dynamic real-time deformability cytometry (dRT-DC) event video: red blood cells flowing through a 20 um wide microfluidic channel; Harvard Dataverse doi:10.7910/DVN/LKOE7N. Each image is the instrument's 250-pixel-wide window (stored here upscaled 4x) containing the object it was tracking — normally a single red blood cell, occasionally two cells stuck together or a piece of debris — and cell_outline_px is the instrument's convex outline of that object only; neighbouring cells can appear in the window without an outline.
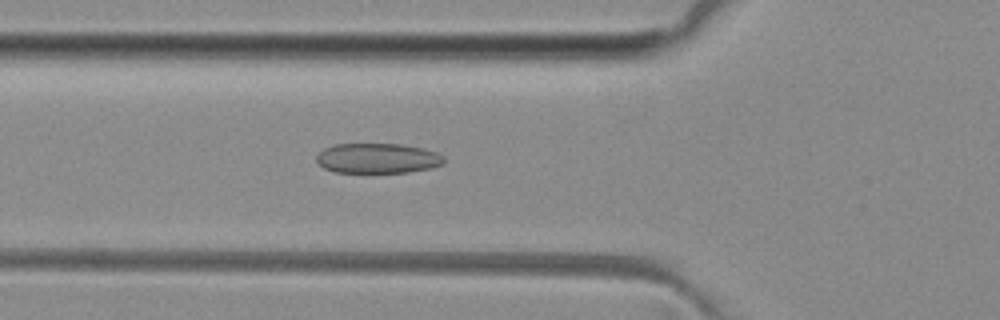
{"species": "common noctule bat (a hibernating species)", "species_latin": "Nyctalus noctula", "temperature_condition": "room temperature", "stored_images_in_passage": 22, "camera_frame_rate_fps": 3000, "um_per_image_px": 0.085, "animal": {"sex": "female", "body_mass_g": 29.2, "forearm_length_mm": 56.3}, "frame": {"image": 1, "passage_image": 8, "time_ms": 2.333, "image_size_px": [1000, 320], "cell_outline_px": [[444, 164], [432, 168], [408, 172], [336, 172], [324, 168], [316, 160], [316, 156], [324, 148], [336, 144], [400, 144], [424, 148], [436, 152], [444, 156]], "centroid_in_image_um": [32.13, 13.45], "position_along_channel_um": 93.7, "area_um2": 22.31}}
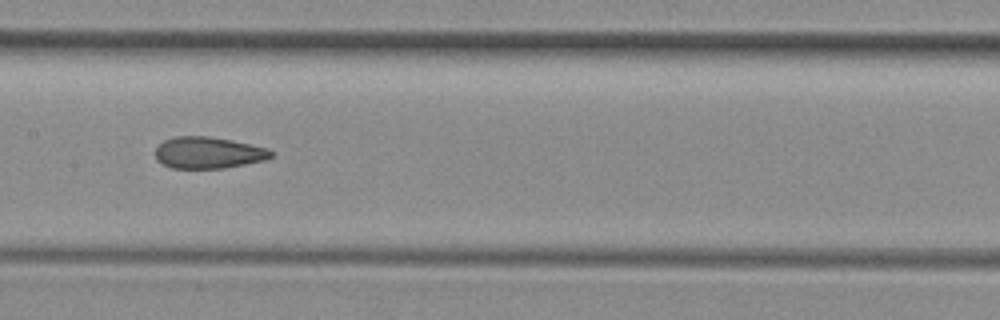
{"frame": {"image": 2, "passage_image": 15, "time_ms": 4.667, "image_size_px": [1000, 320], "cell_outline_px": [[272, 156], [268, 160], [224, 168], [172, 168], [156, 160], [156, 148], [164, 140], [176, 136], [208, 136], [232, 140], [268, 148], [272, 152]], "centroid_in_image_um": [17.73, 12.98], "position_along_channel_um": 189.7, "area_um2": 21.33}}
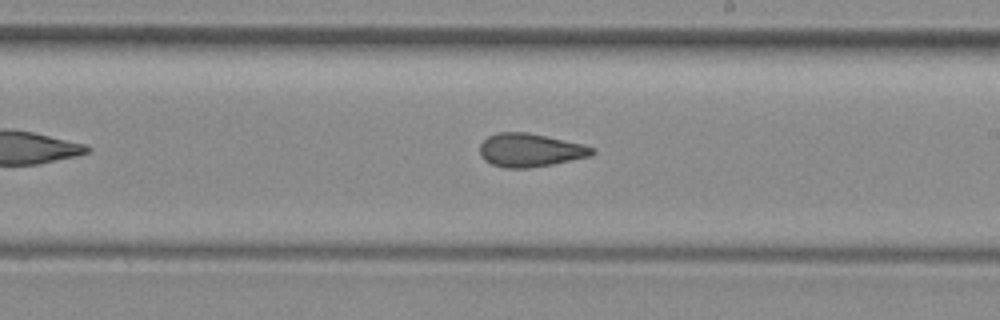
{"frame": {"image": 3, "passage_image": 19, "time_ms": 6.0, "image_size_px": [1000, 320], "cell_outline_px": [[596, 152], [592, 156], [552, 164], [528, 168], [504, 168], [492, 164], [484, 160], [480, 156], [480, 144], [488, 136], [500, 132], [528, 132], [584, 144], [592, 148]], "centroid_in_image_um": [45.06, 12.76], "position_along_channel_um": 243.9, "area_um2": 21.91}}